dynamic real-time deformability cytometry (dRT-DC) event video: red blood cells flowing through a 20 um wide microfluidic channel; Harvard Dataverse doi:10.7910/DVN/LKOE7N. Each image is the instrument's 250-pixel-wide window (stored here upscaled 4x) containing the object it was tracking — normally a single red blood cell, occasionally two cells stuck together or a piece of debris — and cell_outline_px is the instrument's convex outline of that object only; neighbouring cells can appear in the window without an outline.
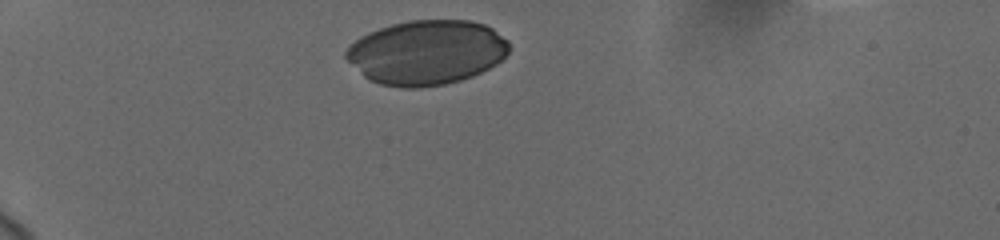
{"species": "human", "species_latin": "Homo sapiens", "temperature_condition": "cold", "stored_images_in_passage": 23, "camera_frame_rate_fps": 3000, "um_per_image_px": 0.085, "donor": {"sex": "female"}, "frame": {"image": 1, "passage_image": 1, "time_ms": 0.0, "image_size_px": [1000, 240], "cell_outline_px": [[508, 52], [496, 64], [472, 76], [460, 80], [444, 84], [420, 88], [404, 88], [380, 84], [368, 80], [344, 56], [344, 52], [360, 36], [368, 32], [392, 24], [408, 20], [472, 20], [484, 24], [492, 28], [508, 40]], "centroid_in_image_um": [36.25, 4.45], "position_along_channel_um": 48.7, "area_um2": 61.27}}